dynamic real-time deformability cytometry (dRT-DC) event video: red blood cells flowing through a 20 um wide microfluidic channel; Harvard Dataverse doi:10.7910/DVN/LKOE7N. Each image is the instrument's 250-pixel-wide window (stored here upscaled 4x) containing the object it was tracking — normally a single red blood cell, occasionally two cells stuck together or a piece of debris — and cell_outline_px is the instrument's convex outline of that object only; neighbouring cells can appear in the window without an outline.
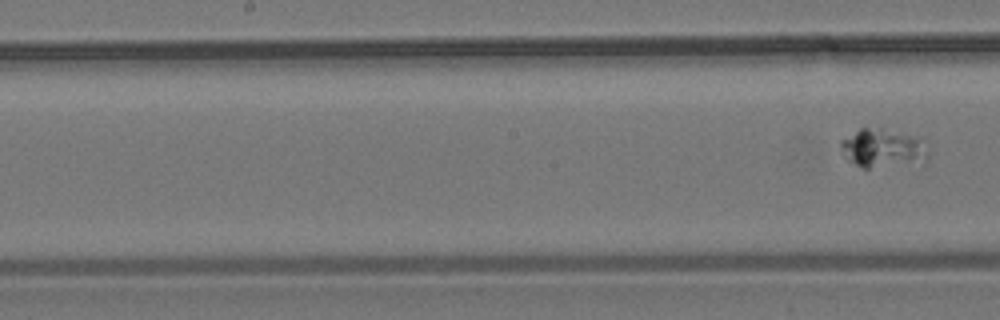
{"species": "common noctule bat (a hibernating species)", "species_latin": "Nyctalus noctula", "temperature_condition": "room temperature", "stored_images_in_passage": 8, "segment_of_instrument_passage": [2, 2], "camera_frame_rate_fps": 3000, "um_per_image_px": 0.085, "animal": {"sex": "male", "body_mass_g": 19.2, "forearm_length_mm": 51.8}, "frame": {"image": 1, "passage_image": 8, "time_ms": 8.667, "image_size_px": [1000, 320], "cell_outline_px": [[928, 160], [924, 164], [868, 168], [864, 168], [848, 160], [844, 156], [840, 144], [840, 140], [860, 128], [880, 128], [908, 136], [916, 140], [928, 152]], "centroid_in_image_um": [74.99, 12.66], "position_along_channel_um": 173.2, "area_um2": 19.36}}